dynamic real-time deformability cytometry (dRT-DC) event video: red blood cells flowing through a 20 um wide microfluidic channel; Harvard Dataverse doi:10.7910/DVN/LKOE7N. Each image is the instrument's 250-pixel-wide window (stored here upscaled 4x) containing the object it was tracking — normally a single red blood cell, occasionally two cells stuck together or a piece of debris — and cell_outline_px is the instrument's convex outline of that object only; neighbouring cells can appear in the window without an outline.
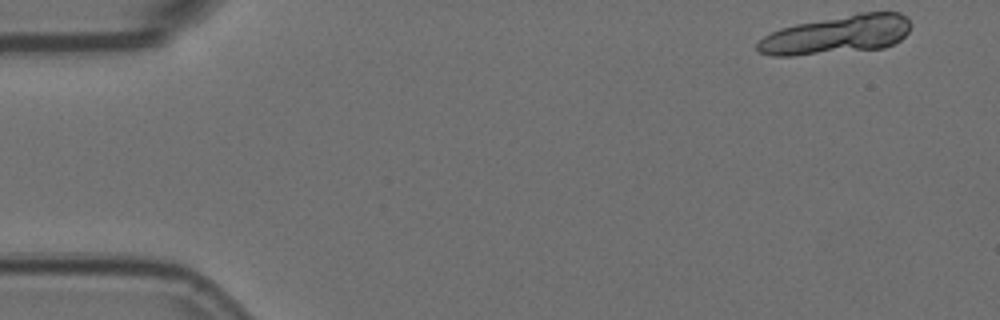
{"species": "Egyptian fruit bat (a non-hibernating species)", "species_latin": "Rousettus aegyptiacus", "temperature_condition": "room temperature", "stored_images_in_passage": 6, "segment_of_instrument_passage": [1, 2], "camera_frame_rate_fps": 3000, "um_per_image_px": 0.085, "animal": {"sex": "female"}, "frame": {"image": 1, "passage_image": 1, "time_ms": 0.0, "image_size_px": [1000, 320], "cell_outline_px": [[912, 24], [908, 32], [900, 40], [884, 48], [792, 56], [772, 56], [760, 52], [756, 48], [756, 44], [764, 36], [780, 28], [796, 24], [860, 12], [900, 12], [908, 16]], "centroid_in_image_um": [71.16, 2.94], "position_along_channel_um": 13.8, "area_um2": 34.56}}